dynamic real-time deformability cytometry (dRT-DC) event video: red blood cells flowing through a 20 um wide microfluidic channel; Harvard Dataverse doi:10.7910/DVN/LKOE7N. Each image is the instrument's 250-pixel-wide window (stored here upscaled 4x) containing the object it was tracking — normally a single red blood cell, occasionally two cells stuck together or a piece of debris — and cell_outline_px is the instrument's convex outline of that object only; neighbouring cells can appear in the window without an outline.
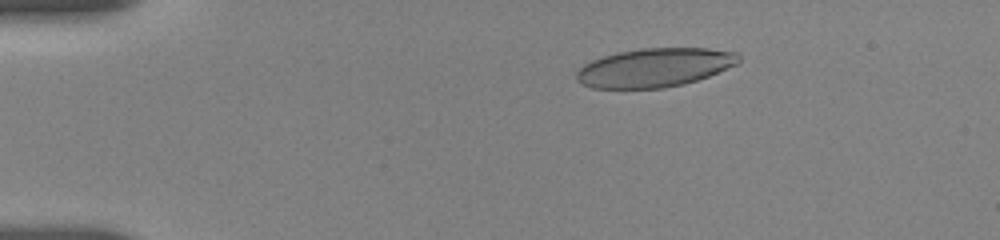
{"species": "human", "species_latin": "Homo sapiens", "temperature_condition": "room temperature", "stored_images_in_passage": 19, "camera_frame_rate_fps": 3000, "um_per_image_px": 0.085, "donor": {"sex": "female"}, "frame": {"image": 1, "passage_image": 5, "time_ms": 2.667, "image_size_px": [1000, 240], "cell_outline_px": [[740, 60], [736, 64], [708, 76], [684, 84], [664, 88], [592, 88], [580, 84], [576, 80], [576, 72], [584, 64], [592, 60], [616, 52], [640, 48], [708, 48], [736, 52], [740, 56]], "centroid_in_image_um": [55.61, 5.74], "position_along_channel_um": 29.4, "area_um2": 36.7}}
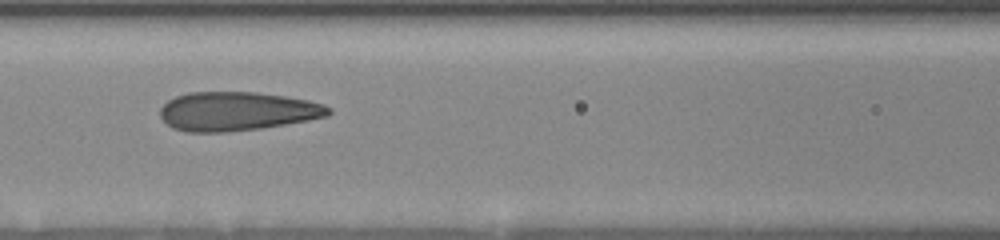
{"frame": {"image": 2, "passage_image": 17, "time_ms": 7.667, "image_size_px": [1000, 240], "cell_outline_px": [[332, 112], [328, 116], [308, 120], [260, 128], [224, 132], [188, 132], [172, 128], [160, 116], [160, 108], [168, 100], [176, 96], [188, 92], [256, 92], [284, 96], [308, 100], [324, 104], [332, 108]], "centroid_in_image_um": [20.15, 9.45], "position_along_channel_um": 146.4, "area_um2": 38.15}}
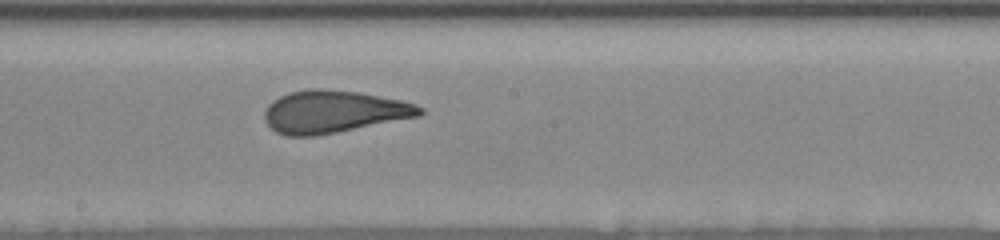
{"frame": {"image": 3, "passage_image": 19, "time_ms": 9.667, "image_size_px": [1000, 240], "cell_outline_px": [[424, 112], [420, 116], [316, 136], [284, 136], [276, 132], [264, 120], [264, 112], [268, 104], [272, 100], [280, 96], [292, 92], [308, 88], [320, 88], [360, 92], [400, 100], [416, 104], [424, 108]], "centroid_in_image_um": [28.34, 9.49], "position_along_channel_um": 219.9, "area_um2": 38.49}}